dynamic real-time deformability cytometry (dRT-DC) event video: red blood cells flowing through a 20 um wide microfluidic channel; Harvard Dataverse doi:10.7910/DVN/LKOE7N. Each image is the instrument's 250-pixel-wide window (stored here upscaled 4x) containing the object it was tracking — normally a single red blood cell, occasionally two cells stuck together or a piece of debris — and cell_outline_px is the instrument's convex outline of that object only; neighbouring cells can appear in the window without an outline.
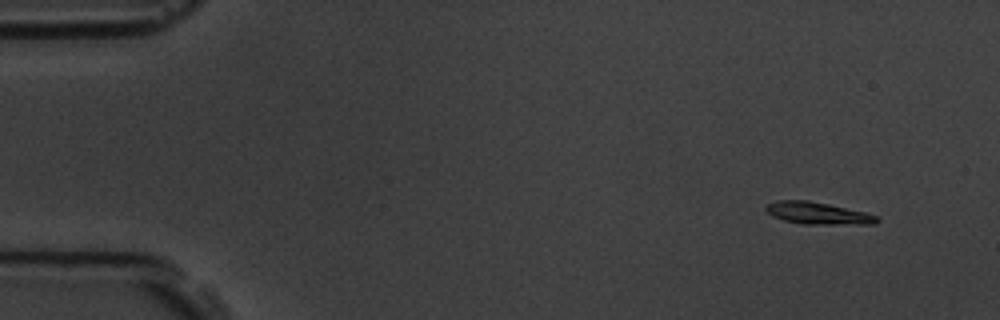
{"species": "common noctule bat (a hibernating species)", "species_latin": "Nyctalus noctula", "temperature_condition": "room temperature", "stored_images_in_passage": 5, "camera_frame_rate_fps": 3000, "um_per_image_px": 0.085, "animal": {"sex": "male", "body_mass_g": 19.5, "forearm_length_mm": 54.6}, "frame": {"image": 1, "passage_image": 1, "time_ms": 0.0, "image_size_px": [1000, 320], "cell_outline_px": [[880, 220], [876, 224], [800, 224], [784, 220], [772, 216], [764, 208], [768, 204], [780, 200], [808, 200], [828, 204], [864, 212], [876, 216]], "centroid_in_image_um": [69.51, 18.13], "position_along_channel_um": 15.5, "area_um2": 14.16}}
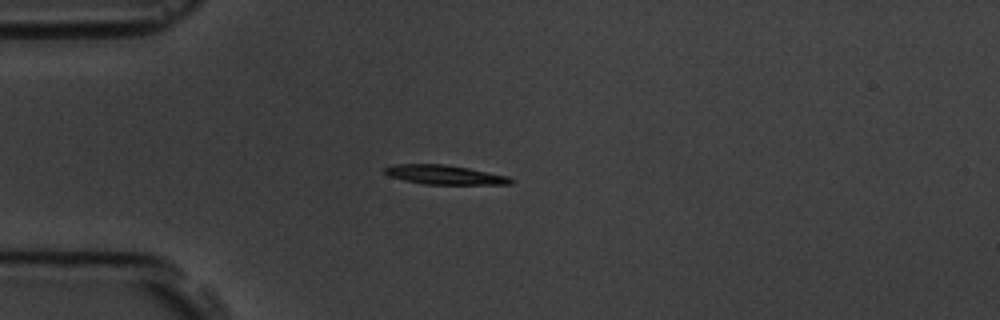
{"frame": {"image": 2, "passage_image": 4, "time_ms": 3.333, "image_size_px": [1000, 320], "cell_outline_px": [[512, 184], [424, 184], [404, 180], [388, 176], [384, 172], [384, 168], [392, 164], [444, 164], [468, 168], [508, 176], [512, 180]], "centroid_in_image_um": [37.74, 14.85], "position_along_channel_um": 47.3, "area_um2": 14.05}}